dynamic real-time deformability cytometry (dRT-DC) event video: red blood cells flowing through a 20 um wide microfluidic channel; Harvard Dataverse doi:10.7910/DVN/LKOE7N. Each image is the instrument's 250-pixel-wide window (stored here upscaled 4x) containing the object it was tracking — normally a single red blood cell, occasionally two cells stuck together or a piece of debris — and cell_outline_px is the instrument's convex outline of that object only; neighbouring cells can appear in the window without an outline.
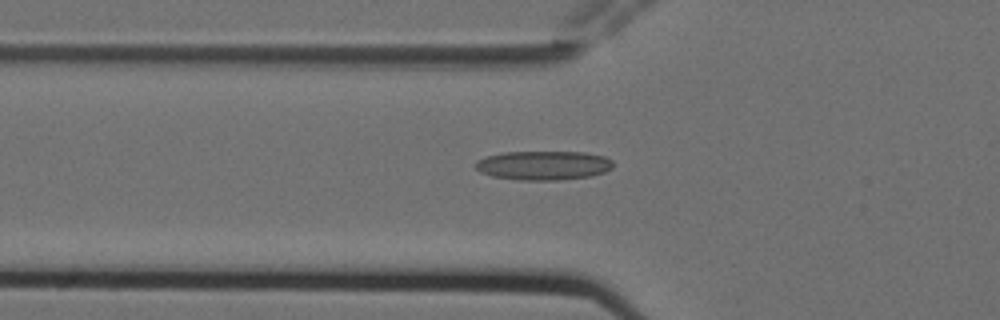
{"species": "Egyptian fruit bat (a non-hibernating species)", "species_latin": "Rousettus aegyptiacus", "temperature_condition": "cold", "stored_images_in_passage": 6, "camera_frame_rate_fps": 3000, "um_per_image_px": 0.085, "animal": {"sex": "female"}, "frame": {"image": 1, "passage_image": 6, "time_ms": 1.667, "image_size_px": [1000, 320], "cell_outline_px": [[612, 168], [604, 172], [592, 176], [560, 180], [520, 180], [492, 176], [480, 172], [476, 168], [476, 160], [488, 156], [504, 152], [584, 152], [604, 156], [612, 160]], "centroid_in_image_um": [46.21, 14.06], "position_along_channel_um": 79.6, "area_um2": 23.35}}